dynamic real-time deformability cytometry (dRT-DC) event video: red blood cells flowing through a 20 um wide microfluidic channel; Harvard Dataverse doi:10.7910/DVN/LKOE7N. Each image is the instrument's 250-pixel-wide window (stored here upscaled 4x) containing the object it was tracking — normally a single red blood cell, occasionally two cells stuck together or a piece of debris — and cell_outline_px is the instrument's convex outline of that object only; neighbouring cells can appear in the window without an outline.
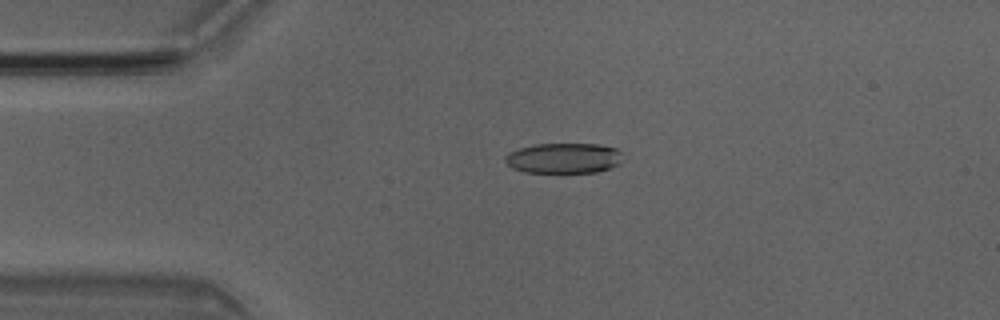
{"species": "Egyptian fruit bat (a non-hibernating species)", "species_latin": "Rousettus aegyptiacus", "temperature_condition": "room temperature", "stored_images_in_passage": 4, "camera_frame_rate_fps": 3000, "um_per_image_px": 0.085, "animal": {"sex": "male"}, "frame": {"image": 1, "passage_image": 3, "time_ms": 0.667, "image_size_px": [1000, 320], "cell_outline_px": [[620, 164], [596, 172], [524, 172], [512, 168], [504, 160], [504, 156], [520, 148], [536, 144], [600, 144], [616, 148], [620, 152]], "centroid_in_image_um": [47.91, 13.44], "position_along_channel_um": 37.1, "area_um2": 20.58}}